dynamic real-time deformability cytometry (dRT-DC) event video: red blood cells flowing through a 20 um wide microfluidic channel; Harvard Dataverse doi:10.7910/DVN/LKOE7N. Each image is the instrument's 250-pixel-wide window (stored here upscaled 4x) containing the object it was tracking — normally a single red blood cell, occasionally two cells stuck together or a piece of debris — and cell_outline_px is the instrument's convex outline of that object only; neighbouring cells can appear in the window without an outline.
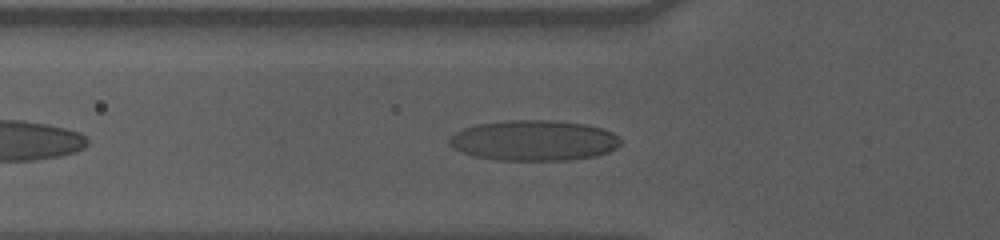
{"species": "human", "species_latin": "Homo sapiens", "temperature_condition": "cold", "stored_images_in_passage": 29, "camera_frame_rate_fps": 3000, "um_per_image_px": 0.085, "donor": {"sex": "male"}, "frame": {"image": 1, "passage_image": 7, "time_ms": 2.0, "image_size_px": [1000, 240], "cell_outline_px": [[624, 140], [616, 148], [608, 152], [596, 156], [568, 160], [492, 160], [476, 156], [452, 148], [448, 144], [448, 140], [456, 132], [464, 128], [476, 124], [504, 120], [556, 120], [584, 124], [604, 128], [620, 136]], "centroid_in_image_um": [45.42, 11.93], "position_along_channel_um": 80.4, "area_um2": 40.81}}
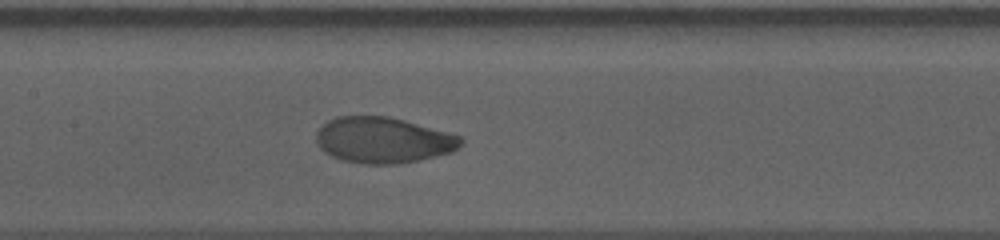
{"frame": {"image": 2, "passage_image": 15, "time_ms": 4.667, "image_size_px": [1000, 240], "cell_outline_px": [[464, 144], [452, 152], [420, 160], [400, 164], [364, 164], [340, 160], [324, 152], [316, 144], [316, 132], [328, 120], [336, 116], [388, 116], [404, 120], [464, 136]], "centroid_in_image_um": [32.59, 11.92], "position_along_channel_um": 174.8, "area_um2": 39.19}}
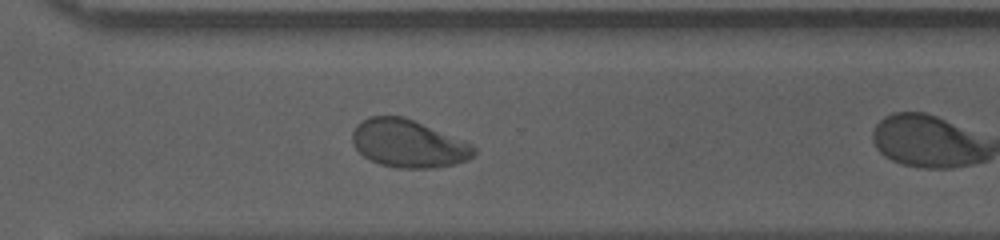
{"frame": {"image": 3, "passage_image": 25, "time_ms": 8.0, "image_size_px": [1000, 240], "cell_outline_px": [[476, 152], [468, 160], [456, 164], [436, 168], [396, 168], [380, 164], [364, 156], [352, 144], [352, 132], [356, 124], [360, 120], [368, 116], [404, 116], [464, 140], [472, 144], [476, 148]], "centroid_in_image_um": [34.71, 12.2], "position_along_channel_um": 335.9, "area_um2": 34.16}}